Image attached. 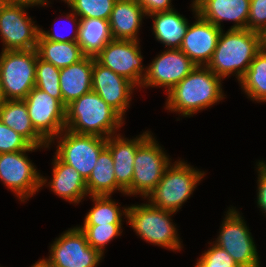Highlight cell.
Returning a JSON list of instances; mask_svg holds the SVG:
<instances>
[{"mask_svg":"<svg viewBox=\"0 0 266 267\" xmlns=\"http://www.w3.org/2000/svg\"><path fill=\"white\" fill-rule=\"evenodd\" d=\"M0 120L32 146L49 148V143L35 130L24 100H6L0 106Z\"/></svg>","mask_w":266,"mask_h":267,"instance_id":"603a6c76","label":"cell"},{"mask_svg":"<svg viewBox=\"0 0 266 267\" xmlns=\"http://www.w3.org/2000/svg\"><path fill=\"white\" fill-rule=\"evenodd\" d=\"M42 147L32 146L31 150L0 154V180L21 200H28L47 183L28 159L26 152Z\"/></svg>","mask_w":266,"mask_h":267,"instance_id":"9c48e42d","label":"cell"},{"mask_svg":"<svg viewBox=\"0 0 266 267\" xmlns=\"http://www.w3.org/2000/svg\"><path fill=\"white\" fill-rule=\"evenodd\" d=\"M31 267H44L40 262H36L35 264H33Z\"/></svg>","mask_w":266,"mask_h":267,"instance_id":"b9f144b4","label":"cell"},{"mask_svg":"<svg viewBox=\"0 0 266 267\" xmlns=\"http://www.w3.org/2000/svg\"><path fill=\"white\" fill-rule=\"evenodd\" d=\"M194 267H239L233 258L215 243L202 253Z\"/></svg>","mask_w":266,"mask_h":267,"instance_id":"d6a6232c","label":"cell"},{"mask_svg":"<svg viewBox=\"0 0 266 267\" xmlns=\"http://www.w3.org/2000/svg\"><path fill=\"white\" fill-rule=\"evenodd\" d=\"M124 119L97 93L91 91L66 106L65 129L108 138L116 135Z\"/></svg>","mask_w":266,"mask_h":267,"instance_id":"3957f363","label":"cell"},{"mask_svg":"<svg viewBox=\"0 0 266 267\" xmlns=\"http://www.w3.org/2000/svg\"><path fill=\"white\" fill-rule=\"evenodd\" d=\"M256 165L258 167L257 206L266 214V163L259 161Z\"/></svg>","mask_w":266,"mask_h":267,"instance_id":"8d00e7d4","label":"cell"},{"mask_svg":"<svg viewBox=\"0 0 266 267\" xmlns=\"http://www.w3.org/2000/svg\"><path fill=\"white\" fill-rule=\"evenodd\" d=\"M52 161L53 178L48 182L51 191L65 201L80 203L88 195L86 180L73 166L64 163L56 154Z\"/></svg>","mask_w":266,"mask_h":267,"instance_id":"7402d4cb","label":"cell"},{"mask_svg":"<svg viewBox=\"0 0 266 267\" xmlns=\"http://www.w3.org/2000/svg\"><path fill=\"white\" fill-rule=\"evenodd\" d=\"M55 138L60 139L55 154L87 180L96 166L99 154L106 147L107 138L78 134L67 129Z\"/></svg>","mask_w":266,"mask_h":267,"instance_id":"8fae6325","label":"cell"},{"mask_svg":"<svg viewBox=\"0 0 266 267\" xmlns=\"http://www.w3.org/2000/svg\"><path fill=\"white\" fill-rule=\"evenodd\" d=\"M262 36V49L266 51V29L261 33Z\"/></svg>","mask_w":266,"mask_h":267,"instance_id":"60d3db41","label":"cell"},{"mask_svg":"<svg viewBox=\"0 0 266 267\" xmlns=\"http://www.w3.org/2000/svg\"><path fill=\"white\" fill-rule=\"evenodd\" d=\"M27 3L4 2L0 7V36L2 51L30 50L37 48L39 26L28 17Z\"/></svg>","mask_w":266,"mask_h":267,"instance_id":"52a82bcc","label":"cell"},{"mask_svg":"<svg viewBox=\"0 0 266 267\" xmlns=\"http://www.w3.org/2000/svg\"><path fill=\"white\" fill-rule=\"evenodd\" d=\"M148 17L153 18V34L158 42L167 49H179L186 34L189 23L175 9L156 12Z\"/></svg>","mask_w":266,"mask_h":267,"instance_id":"cb8c5ba5","label":"cell"},{"mask_svg":"<svg viewBox=\"0 0 266 267\" xmlns=\"http://www.w3.org/2000/svg\"><path fill=\"white\" fill-rule=\"evenodd\" d=\"M152 135L137 148L131 184V195L140 194L145 199L159 183L166 168L172 164Z\"/></svg>","mask_w":266,"mask_h":267,"instance_id":"7c38bea8","label":"cell"},{"mask_svg":"<svg viewBox=\"0 0 266 267\" xmlns=\"http://www.w3.org/2000/svg\"><path fill=\"white\" fill-rule=\"evenodd\" d=\"M32 145L0 120V154L31 150Z\"/></svg>","mask_w":266,"mask_h":267,"instance_id":"836d02e7","label":"cell"},{"mask_svg":"<svg viewBox=\"0 0 266 267\" xmlns=\"http://www.w3.org/2000/svg\"><path fill=\"white\" fill-rule=\"evenodd\" d=\"M5 2L27 3L33 6H46L49 3L48 0H4ZM48 2V3H47Z\"/></svg>","mask_w":266,"mask_h":267,"instance_id":"f35d334b","label":"cell"},{"mask_svg":"<svg viewBox=\"0 0 266 267\" xmlns=\"http://www.w3.org/2000/svg\"><path fill=\"white\" fill-rule=\"evenodd\" d=\"M135 87L128 79L114 73L94 58L92 91L97 93L122 117L130 106L131 94Z\"/></svg>","mask_w":266,"mask_h":267,"instance_id":"e0dca14e","label":"cell"},{"mask_svg":"<svg viewBox=\"0 0 266 267\" xmlns=\"http://www.w3.org/2000/svg\"><path fill=\"white\" fill-rule=\"evenodd\" d=\"M223 32L222 29L207 67L222 80L234 73L239 82L262 50V36L248 29H228L226 33Z\"/></svg>","mask_w":266,"mask_h":267,"instance_id":"7a4b0ae2","label":"cell"},{"mask_svg":"<svg viewBox=\"0 0 266 267\" xmlns=\"http://www.w3.org/2000/svg\"><path fill=\"white\" fill-rule=\"evenodd\" d=\"M36 49L2 51L0 79L6 100H24L35 87Z\"/></svg>","mask_w":266,"mask_h":267,"instance_id":"8992f818","label":"cell"},{"mask_svg":"<svg viewBox=\"0 0 266 267\" xmlns=\"http://www.w3.org/2000/svg\"><path fill=\"white\" fill-rule=\"evenodd\" d=\"M82 18L109 20L116 0H62Z\"/></svg>","mask_w":266,"mask_h":267,"instance_id":"4dcf8cb0","label":"cell"},{"mask_svg":"<svg viewBox=\"0 0 266 267\" xmlns=\"http://www.w3.org/2000/svg\"><path fill=\"white\" fill-rule=\"evenodd\" d=\"M86 185L88 196L112 195L117 190L114 161L107 147L99 154L96 166L86 180Z\"/></svg>","mask_w":266,"mask_h":267,"instance_id":"484cf974","label":"cell"},{"mask_svg":"<svg viewBox=\"0 0 266 267\" xmlns=\"http://www.w3.org/2000/svg\"><path fill=\"white\" fill-rule=\"evenodd\" d=\"M38 56L55 67L61 69L70 66L85 57L77 42L49 41L38 36Z\"/></svg>","mask_w":266,"mask_h":267,"instance_id":"4316f807","label":"cell"},{"mask_svg":"<svg viewBox=\"0 0 266 267\" xmlns=\"http://www.w3.org/2000/svg\"><path fill=\"white\" fill-rule=\"evenodd\" d=\"M173 214L175 213L155 207L148 202L128 206L127 220L136 234L144 241L169 250L180 251L182 246L176 224L171 222Z\"/></svg>","mask_w":266,"mask_h":267,"instance_id":"5b68a950","label":"cell"},{"mask_svg":"<svg viewBox=\"0 0 266 267\" xmlns=\"http://www.w3.org/2000/svg\"><path fill=\"white\" fill-rule=\"evenodd\" d=\"M4 2H5L4 0H0V7Z\"/></svg>","mask_w":266,"mask_h":267,"instance_id":"7bdbcfd3","label":"cell"},{"mask_svg":"<svg viewBox=\"0 0 266 267\" xmlns=\"http://www.w3.org/2000/svg\"><path fill=\"white\" fill-rule=\"evenodd\" d=\"M24 101L35 130L51 145L65 129L66 106L37 87Z\"/></svg>","mask_w":266,"mask_h":267,"instance_id":"4fadbf2b","label":"cell"},{"mask_svg":"<svg viewBox=\"0 0 266 267\" xmlns=\"http://www.w3.org/2000/svg\"><path fill=\"white\" fill-rule=\"evenodd\" d=\"M196 66L180 49H166L146 67L141 87H164L168 93Z\"/></svg>","mask_w":266,"mask_h":267,"instance_id":"9a60e30c","label":"cell"},{"mask_svg":"<svg viewBox=\"0 0 266 267\" xmlns=\"http://www.w3.org/2000/svg\"><path fill=\"white\" fill-rule=\"evenodd\" d=\"M244 93L252 101L266 102V51L261 50L239 81Z\"/></svg>","mask_w":266,"mask_h":267,"instance_id":"83f0119b","label":"cell"},{"mask_svg":"<svg viewBox=\"0 0 266 267\" xmlns=\"http://www.w3.org/2000/svg\"><path fill=\"white\" fill-rule=\"evenodd\" d=\"M139 41L111 40L95 57L103 66L111 69L141 88L147 68L142 65L143 56Z\"/></svg>","mask_w":266,"mask_h":267,"instance_id":"5bb4252c","label":"cell"},{"mask_svg":"<svg viewBox=\"0 0 266 267\" xmlns=\"http://www.w3.org/2000/svg\"><path fill=\"white\" fill-rule=\"evenodd\" d=\"M90 197L94 206L85 216L83 225L122 224L123 215L127 219L128 207L121 210L118 203L111 199V195Z\"/></svg>","mask_w":266,"mask_h":267,"instance_id":"f1b7e54d","label":"cell"},{"mask_svg":"<svg viewBox=\"0 0 266 267\" xmlns=\"http://www.w3.org/2000/svg\"><path fill=\"white\" fill-rule=\"evenodd\" d=\"M205 172L182 160L170 164L159 183L146 197L155 207L177 213L192 195Z\"/></svg>","mask_w":266,"mask_h":267,"instance_id":"277c9868","label":"cell"},{"mask_svg":"<svg viewBox=\"0 0 266 267\" xmlns=\"http://www.w3.org/2000/svg\"><path fill=\"white\" fill-rule=\"evenodd\" d=\"M191 7L196 21L192 25L189 23L179 49L197 66H207L212 59L222 29L203 19L197 12L195 2H192Z\"/></svg>","mask_w":266,"mask_h":267,"instance_id":"2e32d148","label":"cell"},{"mask_svg":"<svg viewBox=\"0 0 266 267\" xmlns=\"http://www.w3.org/2000/svg\"><path fill=\"white\" fill-rule=\"evenodd\" d=\"M151 135L145 131L134 139L116 134L107 138L106 147L114 161L117 190L127 196L131 195V184L134 173V160L137 148Z\"/></svg>","mask_w":266,"mask_h":267,"instance_id":"ac0fdd59","label":"cell"},{"mask_svg":"<svg viewBox=\"0 0 266 267\" xmlns=\"http://www.w3.org/2000/svg\"><path fill=\"white\" fill-rule=\"evenodd\" d=\"M50 247L49 258L38 260L44 267H97L103 257L89 246L78 226L65 231Z\"/></svg>","mask_w":266,"mask_h":267,"instance_id":"ba28073f","label":"cell"},{"mask_svg":"<svg viewBox=\"0 0 266 267\" xmlns=\"http://www.w3.org/2000/svg\"><path fill=\"white\" fill-rule=\"evenodd\" d=\"M247 29L258 33L266 29V0H250Z\"/></svg>","mask_w":266,"mask_h":267,"instance_id":"e575fe53","label":"cell"},{"mask_svg":"<svg viewBox=\"0 0 266 267\" xmlns=\"http://www.w3.org/2000/svg\"><path fill=\"white\" fill-rule=\"evenodd\" d=\"M93 65L94 57L85 56L80 61L60 69L62 103L65 106L92 91Z\"/></svg>","mask_w":266,"mask_h":267,"instance_id":"44dd1931","label":"cell"},{"mask_svg":"<svg viewBox=\"0 0 266 267\" xmlns=\"http://www.w3.org/2000/svg\"><path fill=\"white\" fill-rule=\"evenodd\" d=\"M143 8L146 16L156 12L173 10L171 0H136Z\"/></svg>","mask_w":266,"mask_h":267,"instance_id":"74e56055","label":"cell"},{"mask_svg":"<svg viewBox=\"0 0 266 267\" xmlns=\"http://www.w3.org/2000/svg\"><path fill=\"white\" fill-rule=\"evenodd\" d=\"M113 40L109 20L99 18H82L78 30L77 44L83 54L96 57L101 50Z\"/></svg>","mask_w":266,"mask_h":267,"instance_id":"d4e9b609","label":"cell"},{"mask_svg":"<svg viewBox=\"0 0 266 267\" xmlns=\"http://www.w3.org/2000/svg\"><path fill=\"white\" fill-rule=\"evenodd\" d=\"M66 19L72 21L73 25H75L74 28V34H71V36H65V35H61L58 32H55V30L53 32L50 31H45L43 30V28H39V35L49 41H56V42H77V38H78V30H79V25H80V18L77 19V15L73 12L68 13L67 15H65ZM75 23V24H74ZM59 27V26H58ZM73 30V29H72ZM71 30V31H72Z\"/></svg>","mask_w":266,"mask_h":267,"instance_id":"d590c367","label":"cell"},{"mask_svg":"<svg viewBox=\"0 0 266 267\" xmlns=\"http://www.w3.org/2000/svg\"><path fill=\"white\" fill-rule=\"evenodd\" d=\"M6 101V97L3 91L2 81L0 79V106Z\"/></svg>","mask_w":266,"mask_h":267,"instance_id":"ab89813d","label":"cell"},{"mask_svg":"<svg viewBox=\"0 0 266 267\" xmlns=\"http://www.w3.org/2000/svg\"><path fill=\"white\" fill-rule=\"evenodd\" d=\"M89 246L98 250L104 256L106 244L122 233V224L81 225Z\"/></svg>","mask_w":266,"mask_h":267,"instance_id":"1f68e13d","label":"cell"},{"mask_svg":"<svg viewBox=\"0 0 266 267\" xmlns=\"http://www.w3.org/2000/svg\"><path fill=\"white\" fill-rule=\"evenodd\" d=\"M198 14L222 29L221 22L233 21L230 29H247L250 0H193Z\"/></svg>","mask_w":266,"mask_h":267,"instance_id":"d6986e66","label":"cell"},{"mask_svg":"<svg viewBox=\"0 0 266 267\" xmlns=\"http://www.w3.org/2000/svg\"><path fill=\"white\" fill-rule=\"evenodd\" d=\"M219 76L207 66H196L168 93L166 109L190 117L224 99Z\"/></svg>","mask_w":266,"mask_h":267,"instance_id":"6da1fadb","label":"cell"},{"mask_svg":"<svg viewBox=\"0 0 266 267\" xmlns=\"http://www.w3.org/2000/svg\"><path fill=\"white\" fill-rule=\"evenodd\" d=\"M35 87L62 102L60 69L50 62L42 60L39 56L36 61Z\"/></svg>","mask_w":266,"mask_h":267,"instance_id":"f546056e","label":"cell"},{"mask_svg":"<svg viewBox=\"0 0 266 267\" xmlns=\"http://www.w3.org/2000/svg\"><path fill=\"white\" fill-rule=\"evenodd\" d=\"M145 16L136 0H116L109 19L113 39L139 41L138 33Z\"/></svg>","mask_w":266,"mask_h":267,"instance_id":"ffe728a7","label":"cell"},{"mask_svg":"<svg viewBox=\"0 0 266 267\" xmlns=\"http://www.w3.org/2000/svg\"><path fill=\"white\" fill-rule=\"evenodd\" d=\"M231 208L226 212L214 243L224 249L239 267H261L255 242L245 220L235 208Z\"/></svg>","mask_w":266,"mask_h":267,"instance_id":"30bf717a","label":"cell"}]
</instances>
